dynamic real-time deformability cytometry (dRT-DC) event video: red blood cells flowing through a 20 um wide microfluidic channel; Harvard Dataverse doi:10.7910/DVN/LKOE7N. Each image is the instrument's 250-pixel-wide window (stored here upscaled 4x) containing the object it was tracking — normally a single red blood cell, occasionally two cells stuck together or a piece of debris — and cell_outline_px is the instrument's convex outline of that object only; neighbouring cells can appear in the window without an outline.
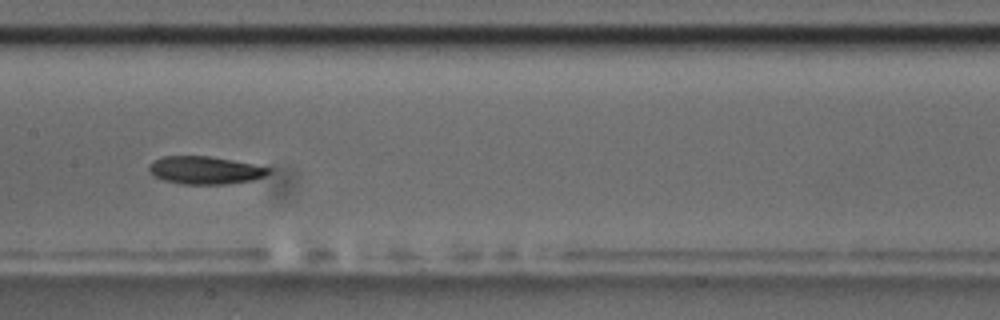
{"species": "common noctule bat (a hibernating species)", "species_latin": "Nyctalus noctula", "temperature_condition": "room temperature", "stored_images_in_passage": 13, "camera_frame_rate_fps": 3000, "um_per_image_px": 0.085, "animal": {"sex": "male", "body_mass_g": 17.5, "forearm_length_mm": 52.3}, "frame": {"image": 1, "passage_image": 8, "time_ms": 2.333, "image_size_px": [1000, 320], "cell_outline_px": [[272, 172], [264, 176], [252, 180], [228, 184], [180, 184], [164, 180], [148, 172], [148, 164], [164, 156], [208, 156], [232, 160], [272, 168]], "centroid_in_image_um": [17.44, 14.47], "position_along_channel_um": 190.0, "area_um2": 19.36}}
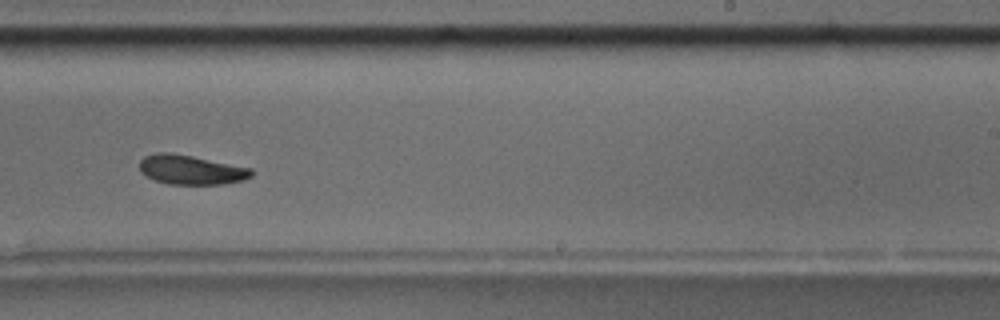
{"frame": {"image": 2, "passage_image": 10, "time_ms": 3.0, "image_size_px": [1000, 320], "cell_outline_px": [[252, 176], [244, 180], [224, 184], [168, 184], [156, 180], [140, 172], [140, 160], [144, 156], [156, 152], [172, 152], [252, 168]], "centroid_in_image_um": [16.23, 14.42], "position_along_channel_um": 272.8, "area_um2": 19.19}}